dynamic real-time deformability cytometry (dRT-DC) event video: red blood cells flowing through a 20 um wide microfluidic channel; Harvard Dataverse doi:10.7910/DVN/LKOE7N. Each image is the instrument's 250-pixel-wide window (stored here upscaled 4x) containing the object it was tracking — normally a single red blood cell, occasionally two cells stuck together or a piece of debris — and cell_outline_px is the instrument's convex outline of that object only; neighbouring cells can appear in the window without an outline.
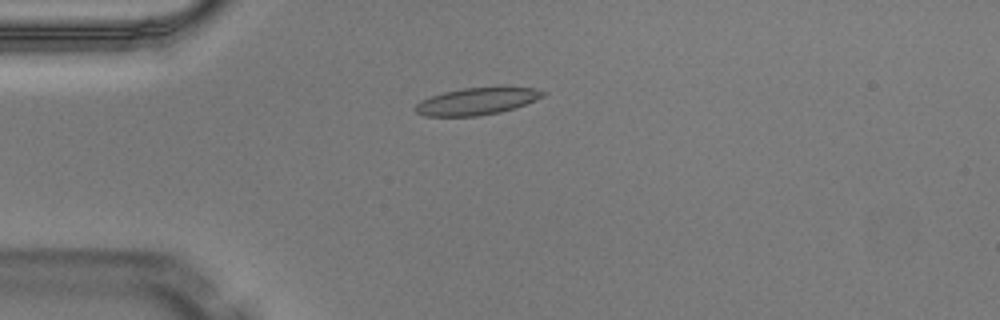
{"species": "Egyptian fruit bat (a non-hibernating species)", "species_latin": "Rousettus aegyptiacus", "temperature_condition": "warm", "stored_images_in_passage": 4, "camera_frame_rate_fps": 3000, "um_per_image_px": 0.085, "animal": {"sex": "male"}, "frame": {"image": 1, "passage_image": 3, "time_ms": 0.667, "image_size_px": [1000, 320], "cell_outline_px": [[548, 92], [544, 96], [524, 104], [500, 112], [476, 116], [424, 116], [416, 112], [416, 104], [420, 100], [444, 92], [464, 88], [532, 88]], "centroid_in_image_um": [40.49, 8.62], "position_along_channel_um": 44.5, "area_um2": 19.59}}
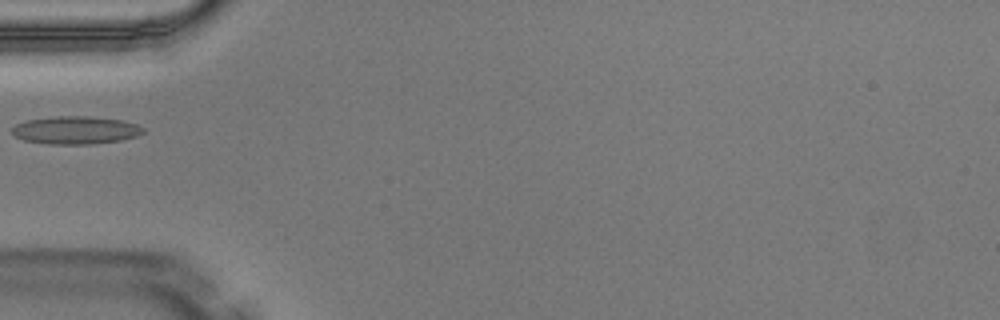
{"frame": {"image": 2, "passage_image": 4, "time_ms": 1.0, "image_size_px": [1000, 320], "cell_outline_px": [[144, 132], [136, 136], [120, 140], [92, 144], [48, 144], [24, 140], [16, 136], [12, 132], [12, 128], [16, 124], [28, 120], [56, 116], [92, 116], [124, 120], [136, 124], [144, 128]], "centroid_in_image_um": [6.45, 11.06], "position_along_channel_um": 78.5, "area_um2": 21.27}}